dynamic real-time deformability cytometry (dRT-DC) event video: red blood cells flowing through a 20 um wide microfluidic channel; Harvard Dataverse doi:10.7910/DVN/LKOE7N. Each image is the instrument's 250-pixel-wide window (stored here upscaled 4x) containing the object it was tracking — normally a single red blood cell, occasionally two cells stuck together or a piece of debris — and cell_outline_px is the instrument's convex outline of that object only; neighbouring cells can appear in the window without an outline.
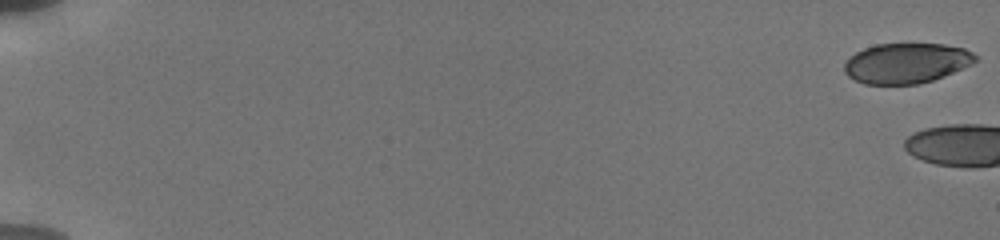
{"species": "human", "species_latin": "Homo sapiens", "temperature_condition": "cold", "stored_images_in_passage": 5, "camera_frame_rate_fps": 3000, "um_per_image_px": 0.085, "donor": {"sex": "male"}, "frame": {"image": 1, "passage_image": 1, "time_ms": 0.0, "image_size_px": [1000, 240], "cell_outline_px": [[976, 60], [972, 64], [944, 76], [932, 80], [916, 84], [864, 84], [848, 76], [844, 72], [844, 64], [856, 52], [864, 48], [876, 44], [944, 44], [964, 48], [972, 52], [976, 56]], "centroid_in_image_um": [77.04, 5.37], "position_along_channel_um": 8.0, "area_um2": 30.52}}